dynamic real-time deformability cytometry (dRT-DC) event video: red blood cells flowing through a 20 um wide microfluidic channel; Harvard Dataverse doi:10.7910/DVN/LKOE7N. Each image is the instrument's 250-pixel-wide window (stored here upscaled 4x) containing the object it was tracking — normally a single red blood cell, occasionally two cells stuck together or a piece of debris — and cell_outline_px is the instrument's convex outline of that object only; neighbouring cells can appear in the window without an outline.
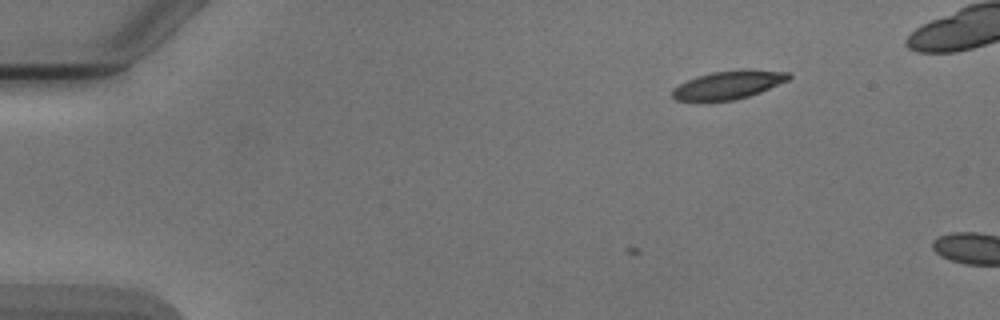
{"species": "Egyptian fruit bat (a non-hibernating species)", "species_latin": "Rousettus aegyptiacus", "temperature_condition": "cold", "stored_images_in_passage": 4, "camera_frame_rate_fps": 3000, "um_per_image_px": 0.085, "animal": {"sex": "male"}, "frame": {"image": 1, "passage_image": 3, "time_ms": 2.0, "image_size_px": [1000, 320], "cell_outline_px": [[792, 76], [788, 80], [760, 92], [748, 96], [732, 100], [676, 100], [672, 96], [672, 88], [696, 76], [712, 72], [788, 72]], "centroid_in_image_um": [61.84, 7.26], "position_along_channel_um": 23.2, "area_um2": 17.98}}